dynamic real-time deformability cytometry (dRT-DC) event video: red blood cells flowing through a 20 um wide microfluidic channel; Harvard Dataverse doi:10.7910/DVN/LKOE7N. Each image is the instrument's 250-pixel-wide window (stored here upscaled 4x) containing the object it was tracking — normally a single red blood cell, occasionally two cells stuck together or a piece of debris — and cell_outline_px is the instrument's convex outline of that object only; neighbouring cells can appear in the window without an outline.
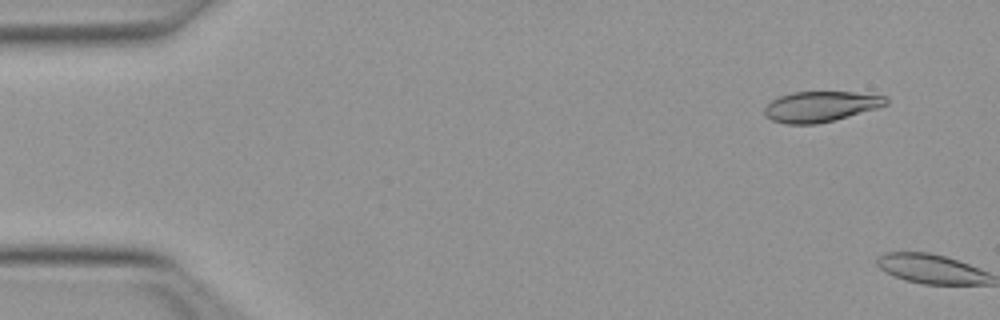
{"species": "Egyptian fruit bat (a non-hibernating species)", "species_latin": "Rousettus aegyptiacus", "temperature_condition": "warm", "stored_images_in_passage": 2, "camera_frame_rate_fps": 3000, "um_per_image_px": 0.085, "animal": {"sex": "female"}, "frame": {"image": 1, "passage_image": 1, "time_ms": 0.0, "image_size_px": [1000, 320], "cell_outline_px": [[888, 104], [876, 108], [848, 116], [816, 124], [784, 124], [772, 120], [764, 116], [764, 108], [772, 100], [780, 96], [792, 92], [852, 92], [888, 96]], "centroid_in_image_um": [69.73, 9.05], "position_along_channel_um": 15.3, "area_um2": 21.5}}